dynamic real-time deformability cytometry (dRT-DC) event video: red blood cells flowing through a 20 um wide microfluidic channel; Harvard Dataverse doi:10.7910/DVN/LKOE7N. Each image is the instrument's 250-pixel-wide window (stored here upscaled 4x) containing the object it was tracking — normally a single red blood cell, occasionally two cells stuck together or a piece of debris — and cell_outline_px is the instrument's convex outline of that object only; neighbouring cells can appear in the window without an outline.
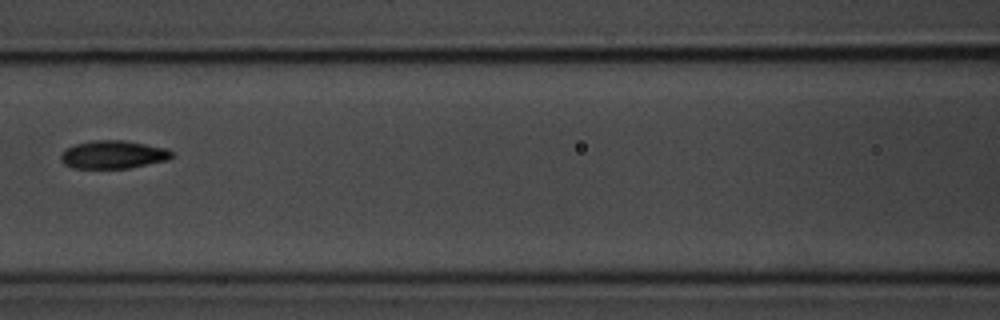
{"species": "common noctule bat (a hibernating species)", "species_latin": "Nyctalus noctula", "temperature_condition": "room temperature", "stored_images_in_passage": 7, "camera_frame_rate_fps": 3000, "um_per_image_px": 0.085, "animal": {"sex": "male", "body_mass_g": 20.1, "forearm_length_mm": 53.5}, "frame": {"image": 1, "passage_image": 4, "time_ms": 3.667, "image_size_px": [1000, 320], "cell_outline_px": [[172, 156], [168, 160], [128, 168], [72, 168], [64, 164], [60, 160], [60, 152], [64, 148], [76, 144], [92, 140], [124, 140], [168, 148], [172, 152]], "centroid_in_image_um": [9.58, 13.13], "position_along_channel_um": 157.0, "area_um2": 18.32}}
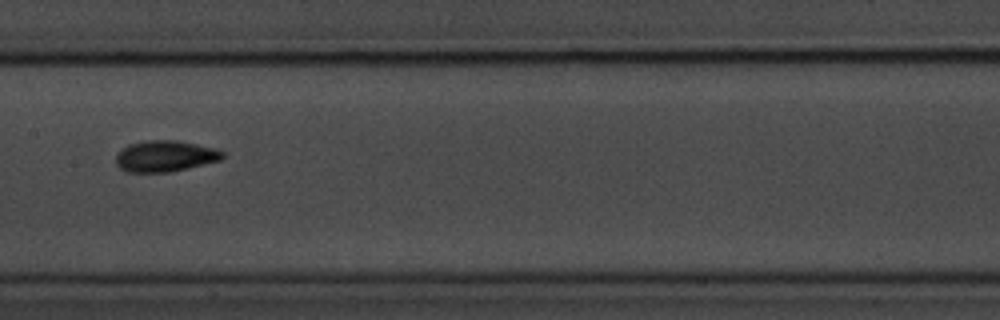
{"frame": {"image": 2, "passage_image": 5, "time_ms": 4.667, "image_size_px": [1000, 320], "cell_outline_px": [[224, 156], [220, 160], [188, 168], [168, 172], [128, 172], [120, 168], [116, 164], [116, 156], [128, 144], [148, 140], [176, 140], [216, 148], [224, 152]], "centroid_in_image_um": [14.05, 13.27], "position_along_channel_um": 193.4, "area_um2": 19.25}}
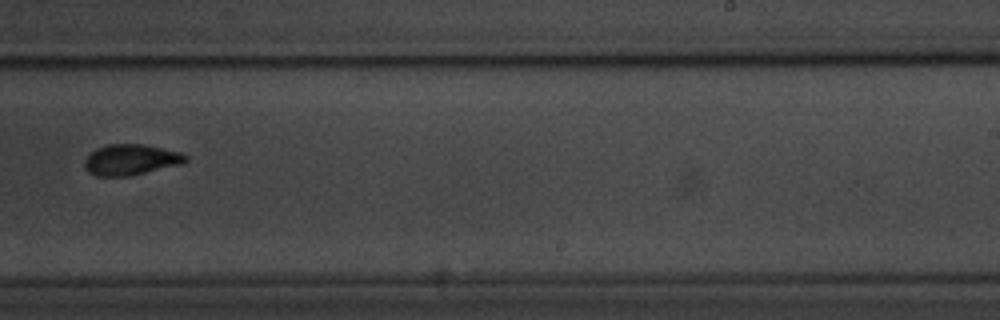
{"frame": {"image": 3, "passage_image": 7, "time_ms": 7.0, "image_size_px": [1000, 320], "cell_outline_px": [[188, 160], [180, 164], [128, 176], [96, 176], [88, 172], [84, 168], [84, 160], [96, 148], [108, 144], [144, 144], [184, 152], [188, 156]], "centroid_in_image_um": [11.13, 13.56], "position_along_channel_um": 277.9, "area_um2": 18.21}}